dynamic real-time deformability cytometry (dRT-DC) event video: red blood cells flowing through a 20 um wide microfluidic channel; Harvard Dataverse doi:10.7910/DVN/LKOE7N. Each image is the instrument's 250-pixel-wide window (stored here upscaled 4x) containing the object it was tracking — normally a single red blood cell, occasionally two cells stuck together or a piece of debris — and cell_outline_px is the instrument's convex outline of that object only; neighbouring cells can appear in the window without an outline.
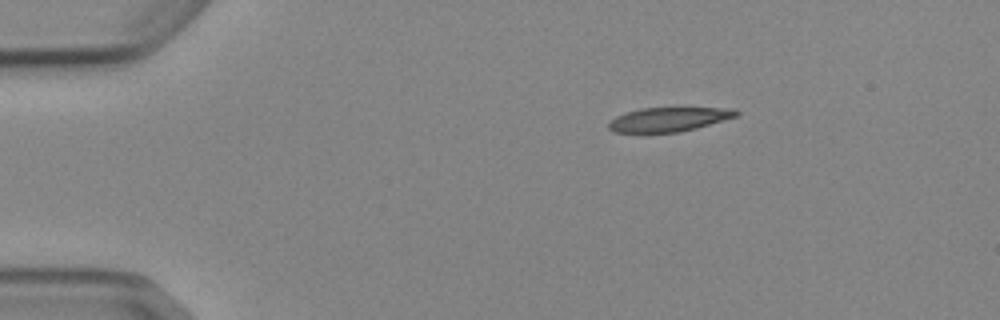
{"species": "Egyptian fruit bat (a non-hibernating species)", "species_latin": "Rousettus aegyptiacus", "temperature_condition": "cold", "stored_images_in_passage": 3, "camera_frame_rate_fps": 3000, "um_per_image_px": 0.085, "animal": {"sex": "female"}, "frame": {"image": 1, "passage_image": 1, "time_ms": 0.0, "image_size_px": [1000, 320], "cell_outline_px": [[740, 112], [736, 116], [696, 128], [680, 132], [616, 132], [608, 128], [608, 124], [616, 116], [624, 112], [640, 108], [736, 108]], "centroid_in_image_um": [56.84, 10.14], "position_along_channel_um": 28.2, "area_um2": 17.8}}